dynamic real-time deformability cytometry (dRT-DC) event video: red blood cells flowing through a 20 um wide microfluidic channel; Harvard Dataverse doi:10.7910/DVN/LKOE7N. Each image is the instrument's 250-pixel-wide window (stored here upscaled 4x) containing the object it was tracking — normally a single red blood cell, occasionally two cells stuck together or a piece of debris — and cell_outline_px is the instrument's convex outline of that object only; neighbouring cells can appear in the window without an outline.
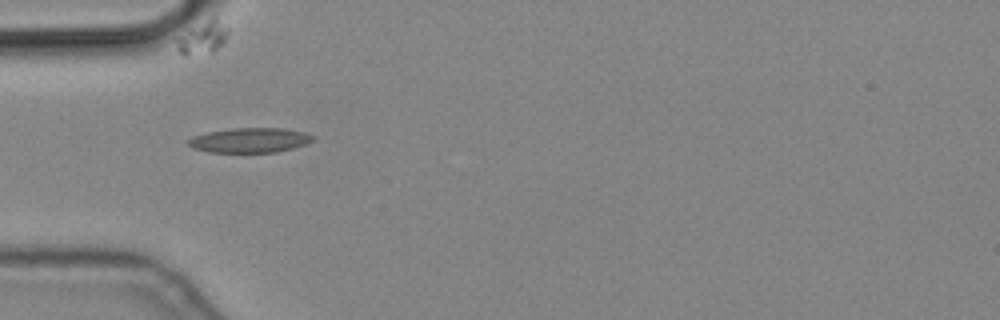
{"species": "common noctule bat (a hibernating species)", "species_latin": "Nyctalus noctula", "temperature_condition": "cold", "stored_images_in_passage": 11, "camera_frame_rate_fps": 3000, "um_per_image_px": 0.085, "animal": {"sex": "male", "body_mass_g": 19.2, "forearm_length_mm": 51.8}, "frame": {"image": 1, "passage_image": 1, "time_ms": 0.0, "image_size_px": [1000, 320], "cell_outline_px": [[316, 140], [292, 148], [276, 152], [208, 152], [192, 148], [188, 144], [188, 140], [192, 136], [208, 132], [232, 128], [284, 128], [304, 132], [316, 136]], "centroid_in_image_um": [21.25, 11.91], "position_along_channel_um": 63.7, "area_um2": 18.03}}